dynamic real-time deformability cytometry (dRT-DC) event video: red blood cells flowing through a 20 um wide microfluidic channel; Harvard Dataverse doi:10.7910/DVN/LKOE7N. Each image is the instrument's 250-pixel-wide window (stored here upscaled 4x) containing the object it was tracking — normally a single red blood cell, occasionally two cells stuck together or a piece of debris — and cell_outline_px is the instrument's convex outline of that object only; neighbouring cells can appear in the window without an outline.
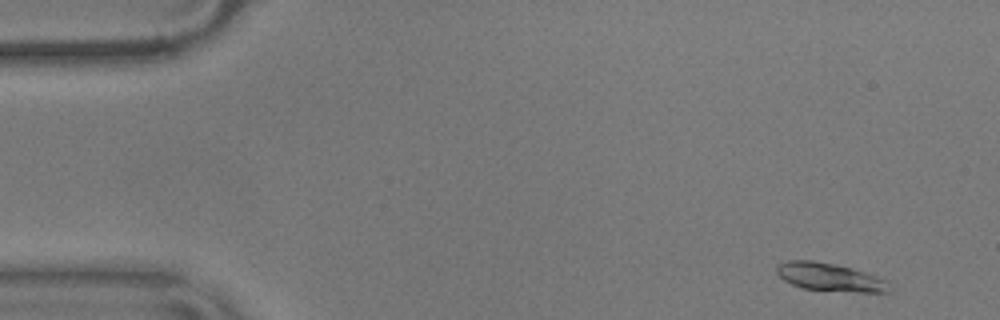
{"species": "common noctule bat (a hibernating species)", "species_latin": "Nyctalus noctula", "temperature_condition": "warm", "stored_images_in_passage": 54, "camera_frame_rate_fps": 3000, "um_per_image_px": 0.085, "animal": {"sex": "male", "body_mass_g": 17.9}, "frame": {"image": 1, "passage_image": 2, "time_ms": 0.333, "image_size_px": [1000, 320], "cell_outline_px": [[888, 292], [860, 292], [804, 288], [792, 284], [784, 280], [776, 272], [776, 264], [788, 260], [812, 260], [836, 264], [852, 268], [884, 280]], "centroid_in_image_um": [70.42, 23.53], "position_along_channel_um": 14.6, "area_um2": 17.86}}
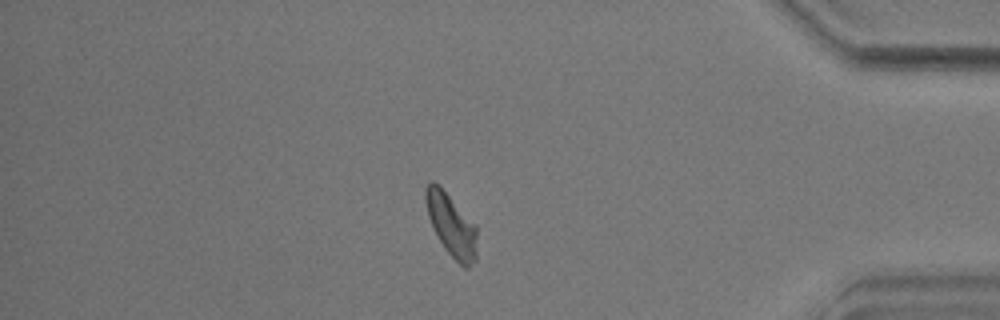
{"frame": {"image": 2, "passage_image": 46, "time_ms": 15.0, "image_size_px": [1000, 320], "cell_outline_px": [[476, 260], [468, 268], [464, 268], [444, 248], [432, 228], [428, 216], [424, 200], [424, 188], [432, 180], [440, 184], [476, 224]], "centroid_in_image_um": [38.34, 19.07], "position_along_channel_um": 396.9, "area_um2": 19.13}}
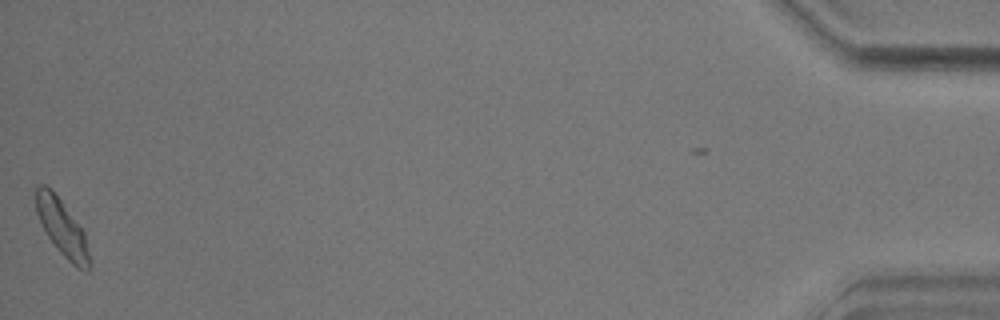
{"frame": {"image": 3, "passage_image": 54, "time_ms": 17.667, "image_size_px": [1000, 320], "cell_outline_px": [[92, 264], [88, 272], [76, 268], [56, 248], [40, 224], [36, 212], [36, 188], [40, 184], [44, 184], [52, 188], [84, 232], [92, 260]], "centroid_in_image_um": [5.3, 19.4], "position_along_channel_um": 429.9, "area_um2": 17.8}, "authors_computed_cell_mechanics": {"area_um2": 18.1203, "velocity_mm_per_s": 3.5729, "shape_relaxation_time_tau1_ms": 3.975, "shape_relaxation_time_tau2_ms": 2.0294, "deformation_change_tau1": 0.1324, "deformation_change_tau2": 0.0687}}